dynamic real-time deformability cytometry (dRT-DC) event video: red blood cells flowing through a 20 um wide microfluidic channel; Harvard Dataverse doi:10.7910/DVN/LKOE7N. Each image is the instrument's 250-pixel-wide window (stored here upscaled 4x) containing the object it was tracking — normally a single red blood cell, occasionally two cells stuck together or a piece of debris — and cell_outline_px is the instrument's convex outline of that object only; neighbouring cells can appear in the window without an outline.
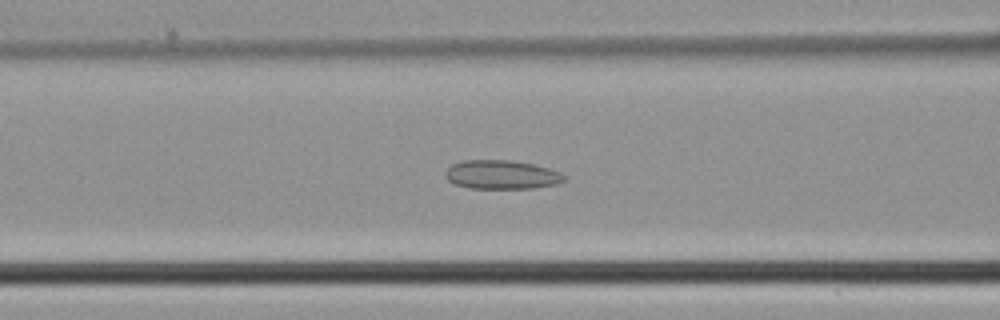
{"species": "common noctule bat (a hibernating species)", "species_latin": "Nyctalus noctula", "temperature_condition": "cold", "stored_images_in_passage": 38, "camera_frame_rate_fps": 3000, "um_per_image_px": 0.085, "animal": {"sex": "male", "body_mass_g": 21.5, "forearm_length_mm": 52.0}, "frame": {"image": 1, "passage_image": 11, "time_ms": 3.333, "image_size_px": [1000, 320], "cell_outline_px": [[568, 176], [564, 180], [556, 184], [532, 188], [472, 188], [456, 184], [448, 180], [444, 176], [444, 172], [452, 164], [464, 160], [512, 160], [532, 164], [548, 168], [560, 172]], "centroid_in_image_um": [42.64, 14.84], "position_along_channel_um": 124.0, "area_um2": 19.94}}
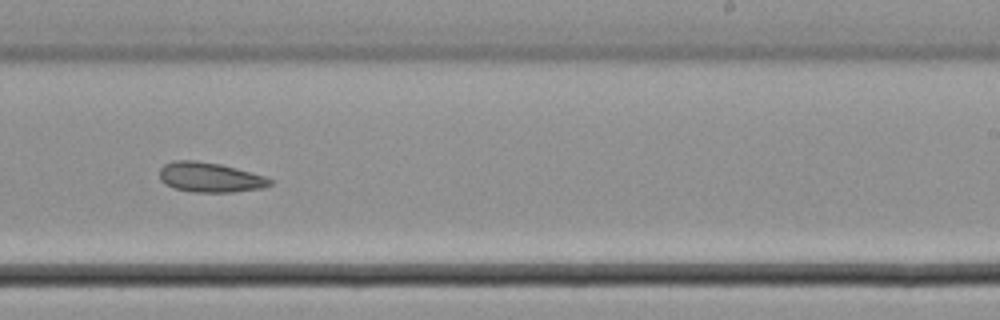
{"frame": {"image": 2, "passage_image": 21, "time_ms": 6.667, "image_size_px": [1000, 320], "cell_outline_px": [[272, 184], [264, 188], [232, 192], [192, 192], [176, 188], [164, 184], [160, 180], [160, 168], [164, 164], [172, 160], [196, 160], [220, 164], [236, 168], [264, 176], [272, 180]], "centroid_in_image_um": [17.83, 15.07], "position_along_channel_um": 271.2, "area_um2": 19.25}}
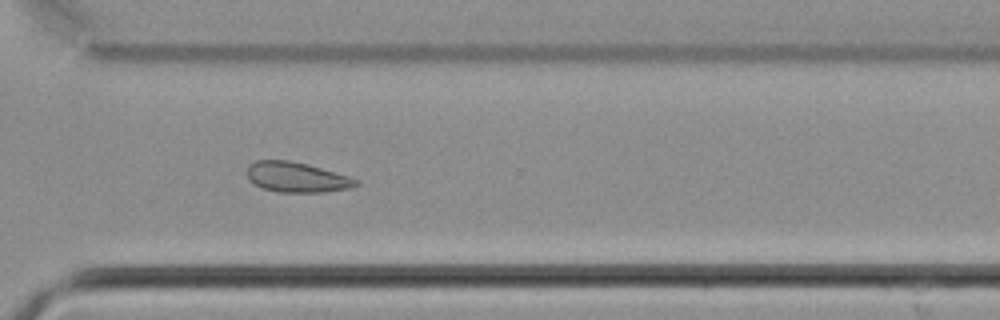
{"frame": {"image": 3, "passage_image": 26, "time_ms": 8.333, "image_size_px": [1000, 320], "cell_outline_px": [[360, 184], [352, 188], [324, 192], [280, 192], [260, 188], [252, 184], [248, 180], [248, 164], [256, 160], [288, 160], [308, 164], [348, 176], [360, 180]], "centroid_in_image_um": [25.21, 15.07], "position_along_channel_um": 345.4, "area_um2": 19.36}}